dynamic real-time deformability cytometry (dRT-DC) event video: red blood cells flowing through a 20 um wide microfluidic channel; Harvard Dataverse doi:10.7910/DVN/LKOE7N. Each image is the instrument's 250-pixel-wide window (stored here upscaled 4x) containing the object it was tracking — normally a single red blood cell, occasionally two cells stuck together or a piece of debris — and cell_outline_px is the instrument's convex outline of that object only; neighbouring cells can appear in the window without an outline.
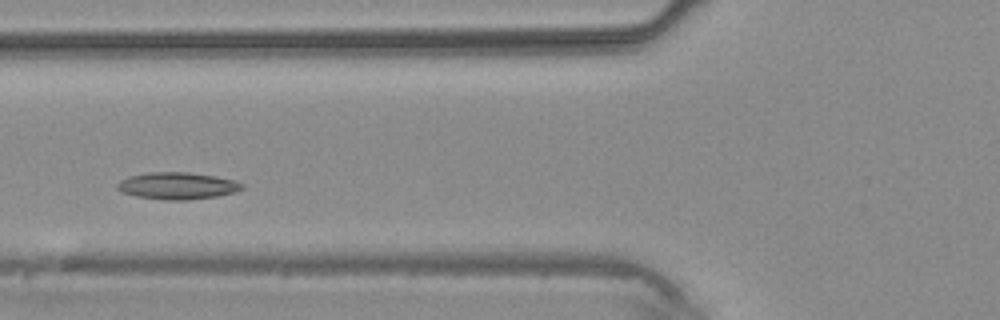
{"species": "common noctule bat (a hibernating species)", "species_latin": "Nyctalus noctula", "temperature_condition": "warm", "stored_images_in_passage": 2, "camera_frame_rate_fps": 3000, "um_per_image_px": 0.085, "animal": {"sex": "male", "body_mass_g": 20.4}, "frame": {"image": 1, "passage_image": 2, "time_ms": 1.0, "image_size_px": [1000, 320], "cell_outline_px": [[244, 188], [236, 192], [220, 196], [188, 200], [164, 200], [136, 196], [120, 192], [116, 188], [116, 184], [120, 180], [128, 176], [148, 172], [188, 172], [216, 176], [236, 180], [244, 184]], "centroid_in_image_um": [15.09, 15.79], "position_along_channel_um": 110.7, "area_um2": 20.0}}